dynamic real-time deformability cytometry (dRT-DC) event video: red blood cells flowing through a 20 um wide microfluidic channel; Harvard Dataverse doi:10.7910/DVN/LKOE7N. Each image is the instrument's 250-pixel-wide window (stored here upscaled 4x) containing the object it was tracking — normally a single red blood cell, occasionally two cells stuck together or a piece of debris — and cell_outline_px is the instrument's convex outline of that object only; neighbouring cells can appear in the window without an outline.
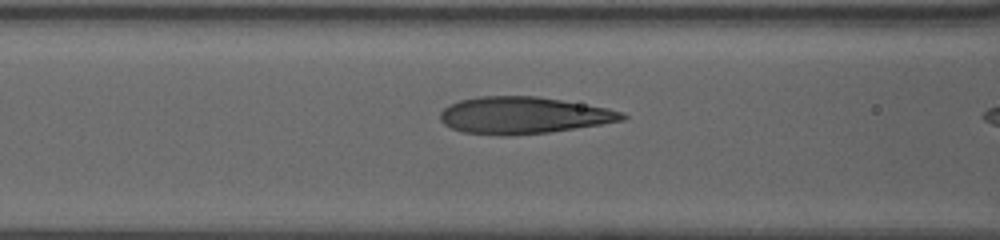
{"species": "human", "species_latin": "Homo sapiens", "temperature_condition": "warm", "stored_images_in_passage": 17, "camera_frame_rate_fps": 3000, "um_per_image_px": 0.085, "donor": {"sex": "female"}, "frame": {"image": 1, "passage_image": 15, "time_ms": 4.667, "image_size_px": [1000, 240], "cell_outline_px": [[628, 116], [624, 120], [600, 124], [548, 132], [508, 136], [500, 136], [460, 132], [444, 124], [440, 120], [440, 112], [448, 104], [460, 100], [476, 96], [536, 96], [608, 108], [624, 112]], "centroid_in_image_um": [44.44, 9.8], "position_along_channel_um": 122.2, "area_um2": 39.19}}